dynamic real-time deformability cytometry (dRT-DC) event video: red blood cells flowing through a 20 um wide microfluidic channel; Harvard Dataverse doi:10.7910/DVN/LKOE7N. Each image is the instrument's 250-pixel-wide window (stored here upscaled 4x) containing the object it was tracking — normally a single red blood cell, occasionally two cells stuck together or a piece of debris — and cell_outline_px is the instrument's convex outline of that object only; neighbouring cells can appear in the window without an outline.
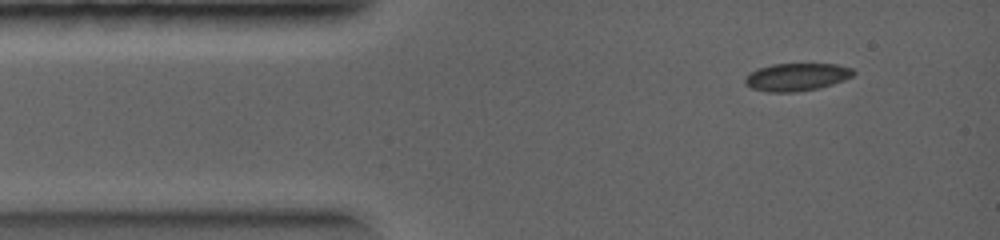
{"species": "common noctule bat (a hibernating species)", "species_latin": "Nyctalus noctula", "temperature_condition": "warm", "stored_images_in_passage": 6, "camera_frame_rate_fps": 5000, "um_per_image_px": 0.085, "animal": {"sex": "female", "body_mass_g": 19.0, "forearm_length_mm": 56.7}, "frame": {"image": 1, "passage_image": 1, "time_ms": 0.0, "image_size_px": [1000, 240], "cell_outline_px": [[856, 72], [852, 76], [844, 80], [820, 88], [796, 92], [768, 92], [752, 88], [744, 84], [744, 76], [756, 68], [772, 64], [836, 64], [852, 68]], "centroid_in_image_um": [67.68, 6.54], "position_along_channel_um": 17.3, "area_um2": 17.69}}
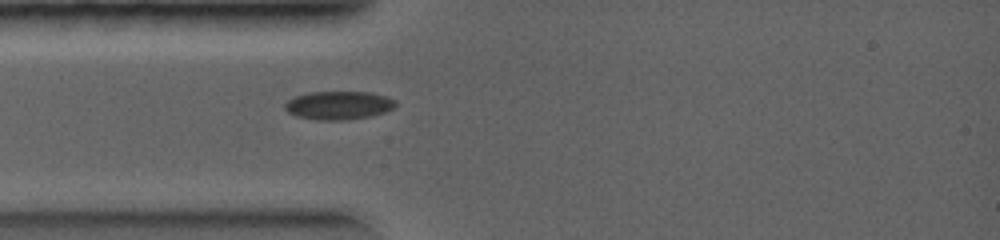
{"frame": {"image": 2, "passage_image": 4, "time_ms": 1.4, "image_size_px": [1000, 240], "cell_outline_px": [[396, 108], [372, 116], [344, 120], [316, 120], [296, 116], [288, 112], [284, 108], [284, 104], [288, 100], [296, 96], [308, 92], [372, 92], [396, 100]], "centroid_in_image_um": [28.79, 8.95], "position_along_channel_um": 56.2, "area_um2": 18.44}}